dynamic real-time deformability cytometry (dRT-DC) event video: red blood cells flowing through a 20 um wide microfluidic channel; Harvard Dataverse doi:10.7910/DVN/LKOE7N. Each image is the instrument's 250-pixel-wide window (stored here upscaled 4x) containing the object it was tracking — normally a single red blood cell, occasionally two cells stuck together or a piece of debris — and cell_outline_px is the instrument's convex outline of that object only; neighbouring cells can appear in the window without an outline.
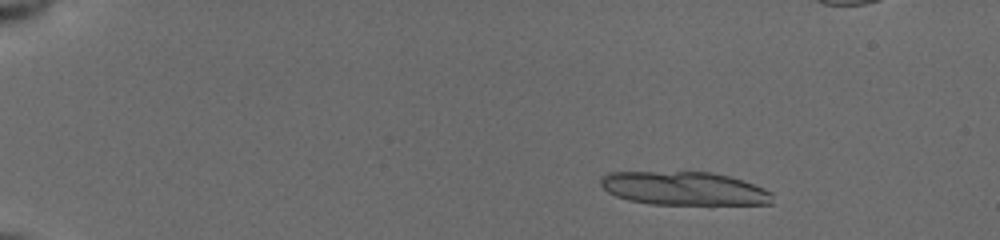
{"species": "common noctule bat (a hibernating species)", "species_latin": "Nyctalus noctula", "temperature_condition": "cold", "stored_images_in_passage": 23, "camera_frame_rate_fps": 3000, "um_per_image_px": 0.085, "animal": {"sex": "female", "body_mass_g": 19.5, "forearm_length_mm": 54.1}, "frame": {"image": 1, "passage_image": 8, "time_ms": 2.333, "image_size_px": [1000, 240], "cell_outline_px": [[772, 204], [652, 204], [628, 200], [616, 196], [608, 192], [600, 184], [600, 176], [608, 172], [712, 172], [732, 176], [772, 192]], "centroid_in_image_um": [58.12, 16.01], "position_along_channel_um": 26.9, "area_um2": 33.52}}